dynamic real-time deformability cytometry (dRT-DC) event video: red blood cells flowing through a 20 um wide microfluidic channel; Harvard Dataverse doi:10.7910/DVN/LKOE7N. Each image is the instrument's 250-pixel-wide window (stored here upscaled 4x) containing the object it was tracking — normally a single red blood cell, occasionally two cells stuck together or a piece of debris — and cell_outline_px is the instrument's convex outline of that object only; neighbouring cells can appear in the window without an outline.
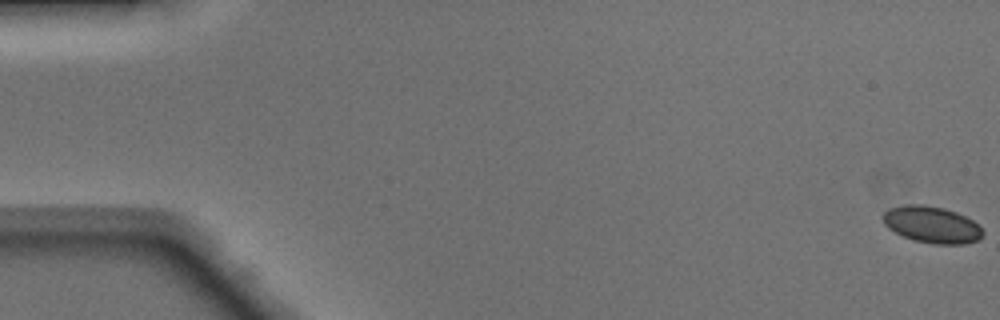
{"species": "Egyptian fruit bat (a non-hibernating species)", "species_latin": "Rousettus aegyptiacus", "temperature_condition": "warm", "stored_images_in_passage": 51, "camera_frame_rate_fps": 3000, "um_per_image_px": 0.085, "animal": {"sex": "male"}, "frame": {"image": 1, "passage_image": 1, "time_ms": 0.0, "image_size_px": [1000, 320], "cell_outline_px": [[984, 232], [976, 240], [964, 244], [932, 244], [912, 240], [888, 228], [884, 224], [884, 212], [888, 208], [908, 204], [924, 204], [944, 208], [956, 212], [972, 220]], "centroid_in_image_um": [79.18, 19.09], "position_along_channel_um": 5.8, "area_um2": 21.15}}
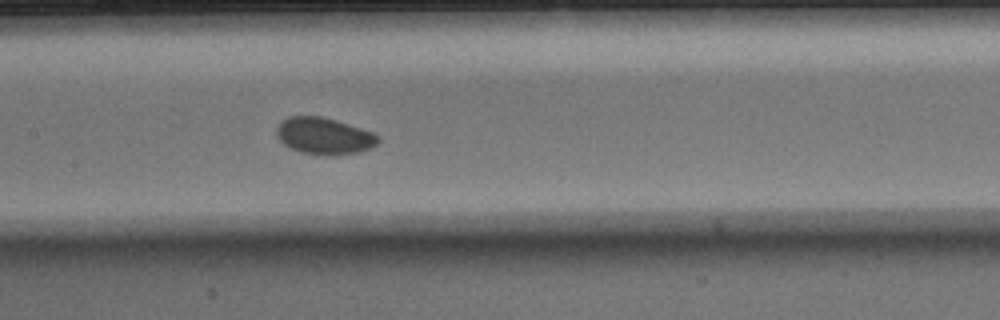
{"frame": {"image": 2, "passage_image": 25, "time_ms": 8.0, "image_size_px": [1000, 320], "cell_outline_px": [[380, 140], [372, 148], [356, 152], [332, 156], [328, 156], [300, 152], [284, 144], [276, 136], [276, 128], [280, 120], [288, 116], [324, 116], [372, 132], [380, 136]], "centroid_in_image_um": [27.53, 11.55], "position_along_channel_um": 179.9, "area_um2": 21.91}}
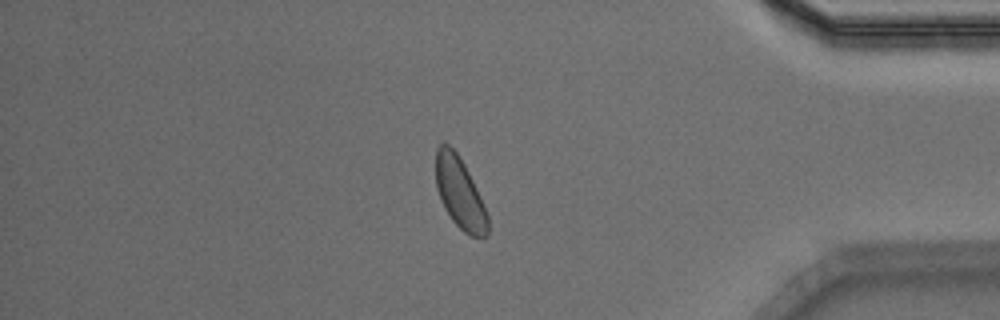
{"frame": {"image": 3, "passage_image": 43, "time_ms": 14.0, "image_size_px": [1000, 320], "cell_outline_px": [[488, 232], [484, 236], [472, 236], [464, 232], [452, 220], [444, 208], [436, 188], [436, 148], [444, 140], [460, 156], [480, 196], [488, 216]], "centroid_in_image_um": [39.06, 16.37], "position_along_channel_um": 396.1, "area_um2": 21.39}}